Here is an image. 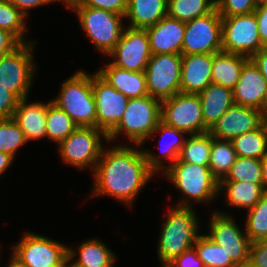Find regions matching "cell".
Returning a JSON list of instances; mask_svg holds the SVG:
<instances>
[{
    "label": "cell",
    "mask_w": 267,
    "mask_h": 267,
    "mask_svg": "<svg viewBox=\"0 0 267 267\" xmlns=\"http://www.w3.org/2000/svg\"><path fill=\"white\" fill-rule=\"evenodd\" d=\"M222 51V17L215 8L185 23L182 55L215 54Z\"/></svg>",
    "instance_id": "8fae6325"
},
{
    "label": "cell",
    "mask_w": 267,
    "mask_h": 267,
    "mask_svg": "<svg viewBox=\"0 0 267 267\" xmlns=\"http://www.w3.org/2000/svg\"><path fill=\"white\" fill-rule=\"evenodd\" d=\"M92 196H110L130 208L136 196L153 175L143 149L117 145L103 149L92 174Z\"/></svg>",
    "instance_id": "6da1fadb"
},
{
    "label": "cell",
    "mask_w": 267,
    "mask_h": 267,
    "mask_svg": "<svg viewBox=\"0 0 267 267\" xmlns=\"http://www.w3.org/2000/svg\"><path fill=\"white\" fill-rule=\"evenodd\" d=\"M161 104L150 95L130 98L119 124L107 135L108 142L123 133L130 143L141 147L161 121Z\"/></svg>",
    "instance_id": "5b68a950"
},
{
    "label": "cell",
    "mask_w": 267,
    "mask_h": 267,
    "mask_svg": "<svg viewBox=\"0 0 267 267\" xmlns=\"http://www.w3.org/2000/svg\"><path fill=\"white\" fill-rule=\"evenodd\" d=\"M21 42L9 31L0 28V56L12 52Z\"/></svg>",
    "instance_id": "f6af8a7d"
},
{
    "label": "cell",
    "mask_w": 267,
    "mask_h": 267,
    "mask_svg": "<svg viewBox=\"0 0 267 267\" xmlns=\"http://www.w3.org/2000/svg\"><path fill=\"white\" fill-rule=\"evenodd\" d=\"M163 175L182 193L183 198L176 206L191 207L192 201L209 204L220 193L219 181L213 176L209 166L177 160Z\"/></svg>",
    "instance_id": "3957f363"
},
{
    "label": "cell",
    "mask_w": 267,
    "mask_h": 267,
    "mask_svg": "<svg viewBox=\"0 0 267 267\" xmlns=\"http://www.w3.org/2000/svg\"><path fill=\"white\" fill-rule=\"evenodd\" d=\"M237 159L231 140L213 137L210 152L209 169L213 176L220 182L229 173L231 166Z\"/></svg>",
    "instance_id": "4dcf8cb0"
},
{
    "label": "cell",
    "mask_w": 267,
    "mask_h": 267,
    "mask_svg": "<svg viewBox=\"0 0 267 267\" xmlns=\"http://www.w3.org/2000/svg\"><path fill=\"white\" fill-rule=\"evenodd\" d=\"M28 143L24 132L13 118L0 119V152L16 157L21 145Z\"/></svg>",
    "instance_id": "74e56055"
},
{
    "label": "cell",
    "mask_w": 267,
    "mask_h": 267,
    "mask_svg": "<svg viewBox=\"0 0 267 267\" xmlns=\"http://www.w3.org/2000/svg\"><path fill=\"white\" fill-rule=\"evenodd\" d=\"M70 263V264H69ZM58 267H71V260L68 258L66 261H64L61 265Z\"/></svg>",
    "instance_id": "db71d44e"
},
{
    "label": "cell",
    "mask_w": 267,
    "mask_h": 267,
    "mask_svg": "<svg viewBox=\"0 0 267 267\" xmlns=\"http://www.w3.org/2000/svg\"><path fill=\"white\" fill-rule=\"evenodd\" d=\"M34 42L21 43L12 52L0 56V85L19 99L28 96L36 73L32 51Z\"/></svg>",
    "instance_id": "ba28073f"
},
{
    "label": "cell",
    "mask_w": 267,
    "mask_h": 267,
    "mask_svg": "<svg viewBox=\"0 0 267 267\" xmlns=\"http://www.w3.org/2000/svg\"><path fill=\"white\" fill-rule=\"evenodd\" d=\"M77 128L78 126L64 110L53 102L48 105L46 117L47 139L58 145Z\"/></svg>",
    "instance_id": "d6a6232c"
},
{
    "label": "cell",
    "mask_w": 267,
    "mask_h": 267,
    "mask_svg": "<svg viewBox=\"0 0 267 267\" xmlns=\"http://www.w3.org/2000/svg\"><path fill=\"white\" fill-rule=\"evenodd\" d=\"M212 142L213 136L209 132L189 135L181 148L178 160L209 166Z\"/></svg>",
    "instance_id": "f1b7e54d"
},
{
    "label": "cell",
    "mask_w": 267,
    "mask_h": 267,
    "mask_svg": "<svg viewBox=\"0 0 267 267\" xmlns=\"http://www.w3.org/2000/svg\"><path fill=\"white\" fill-rule=\"evenodd\" d=\"M160 231L158 259L166 267L177 256L193 248L199 235L198 218L193 207L171 206Z\"/></svg>",
    "instance_id": "7a4b0ae2"
},
{
    "label": "cell",
    "mask_w": 267,
    "mask_h": 267,
    "mask_svg": "<svg viewBox=\"0 0 267 267\" xmlns=\"http://www.w3.org/2000/svg\"><path fill=\"white\" fill-rule=\"evenodd\" d=\"M264 112L234 103L208 131L214 138L232 140L258 129L263 124Z\"/></svg>",
    "instance_id": "e0dca14e"
},
{
    "label": "cell",
    "mask_w": 267,
    "mask_h": 267,
    "mask_svg": "<svg viewBox=\"0 0 267 267\" xmlns=\"http://www.w3.org/2000/svg\"><path fill=\"white\" fill-rule=\"evenodd\" d=\"M248 60L245 56L224 51L213 54L212 83L233 90Z\"/></svg>",
    "instance_id": "4316f807"
},
{
    "label": "cell",
    "mask_w": 267,
    "mask_h": 267,
    "mask_svg": "<svg viewBox=\"0 0 267 267\" xmlns=\"http://www.w3.org/2000/svg\"><path fill=\"white\" fill-rule=\"evenodd\" d=\"M262 49L255 13L222 17V51L251 58Z\"/></svg>",
    "instance_id": "7c38bea8"
},
{
    "label": "cell",
    "mask_w": 267,
    "mask_h": 267,
    "mask_svg": "<svg viewBox=\"0 0 267 267\" xmlns=\"http://www.w3.org/2000/svg\"><path fill=\"white\" fill-rule=\"evenodd\" d=\"M9 262H10L8 263L9 265L6 267H28L24 263H22L18 258H16L13 254Z\"/></svg>",
    "instance_id": "f907efd6"
},
{
    "label": "cell",
    "mask_w": 267,
    "mask_h": 267,
    "mask_svg": "<svg viewBox=\"0 0 267 267\" xmlns=\"http://www.w3.org/2000/svg\"><path fill=\"white\" fill-rule=\"evenodd\" d=\"M77 0H56V2H63L65 4V7H69L72 3L76 2Z\"/></svg>",
    "instance_id": "816d5d0a"
},
{
    "label": "cell",
    "mask_w": 267,
    "mask_h": 267,
    "mask_svg": "<svg viewBox=\"0 0 267 267\" xmlns=\"http://www.w3.org/2000/svg\"><path fill=\"white\" fill-rule=\"evenodd\" d=\"M28 97L20 99L13 119L24 132L27 141L47 138L46 117L48 103L32 102L28 104Z\"/></svg>",
    "instance_id": "7402d4cb"
},
{
    "label": "cell",
    "mask_w": 267,
    "mask_h": 267,
    "mask_svg": "<svg viewBox=\"0 0 267 267\" xmlns=\"http://www.w3.org/2000/svg\"><path fill=\"white\" fill-rule=\"evenodd\" d=\"M216 8L215 0H168V16L187 23Z\"/></svg>",
    "instance_id": "1f68e13d"
},
{
    "label": "cell",
    "mask_w": 267,
    "mask_h": 267,
    "mask_svg": "<svg viewBox=\"0 0 267 267\" xmlns=\"http://www.w3.org/2000/svg\"><path fill=\"white\" fill-rule=\"evenodd\" d=\"M128 0H77L70 6H86L107 10L125 17Z\"/></svg>",
    "instance_id": "ab89813d"
},
{
    "label": "cell",
    "mask_w": 267,
    "mask_h": 267,
    "mask_svg": "<svg viewBox=\"0 0 267 267\" xmlns=\"http://www.w3.org/2000/svg\"><path fill=\"white\" fill-rule=\"evenodd\" d=\"M161 121L183 131L187 136L204 133L202 107L198 94L180 92L162 101Z\"/></svg>",
    "instance_id": "5bb4252c"
},
{
    "label": "cell",
    "mask_w": 267,
    "mask_h": 267,
    "mask_svg": "<svg viewBox=\"0 0 267 267\" xmlns=\"http://www.w3.org/2000/svg\"><path fill=\"white\" fill-rule=\"evenodd\" d=\"M193 248L197 256L202 260L204 267H238L226 255L223 248L212 241L206 234L200 235L197 238Z\"/></svg>",
    "instance_id": "836d02e7"
},
{
    "label": "cell",
    "mask_w": 267,
    "mask_h": 267,
    "mask_svg": "<svg viewBox=\"0 0 267 267\" xmlns=\"http://www.w3.org/2000/svg\"><path fill=\"white\" fill-rule=\"evenodd\" d=\"M221 181H245L262 186L261 160L255 158L237 157L229 173Z\"/></svg>",
    "instance_id": "e575fe53"
},
{
    "label": "cell",
    "mask_w": 267,
    "mask_h": 267,
    "mask_svg": "<svg viewBox=\"0 0 267 267\" xmlns=\"http://www.w3.org/2000/svg\"><path fill=\"white\" fill-rule=\"evenodd\" d=\"M26 16L9 0H0V28L12 33L21 43L26 41Z\"/></svg>",
    "instance_id": "d590c367"
},
{
    "label": "cell",
    "mask_w": 267,
    "mask_h": 267,
    "mask_svg": "<svg viewBox=\"0 0 267 267\" xmlns=\"http://www.w3.org/2000/svg\"><path fill=\"white\" fill-rule=\"evenodd\" d=\"M245 233L254 242L267 237V194L247 211Z\"/></svg>",
    "instance_id": "8d00e7d4"
},
{
    "label": "cell",
    "mask_w": 267,
    "mask_h": 267,
    "mask_svg": "<svg viewBox=\"0 0 267 267\" xmlns=\"http://www.w3.org/2000/svg\"><path fill=\"white\" fill-rule=\"evenodd\" d=\"M156 134H160V136H162V138L159 140V146L161 147L162 154L161 156L165 157V160L167 159L171 163L169 162L168 165H164L161 156L154 155V153L150 152V150L148 151L144 149L143 151L147 158L148 167L155 174H158V172H164L170 165L178 160L179 153L186 140L184 137V134L186 133L174 127L168 126L160 121L157 124L156 129L150 135V138ZM166 137H170L169 139L172 140L166 139ZM164 139L167 141L165 142Z\"/></svg>",
    "instance_id": "44dd1931"
},
{
    "label": "cell",
    "mask_w": 267,
    "mask_h": 267,
    "mask_svg": "<svg viewBox=\"0 0 267 267\" xmlns=\"http://www.w3.org/2000/svg\"><path fill=\"white\" fill-rule=\"evenodd\" d=\"M68 248L43 235L25 232L19 243L13 245L11 254L28 267H58L68 259Z\"/></svg>",
    "instance_id": "4fadbf2b"
},
{
    "label": "cell",
    "mask_w": 267,
    "mask_h": 267,
    "mask_svg": "<svg viewBox=\"0 0 267 267\" xmlns=\"http://www.w3.org/2000/svg\"><path fill=\"white\" fill-rule=\"evenodd\" d=\"M213 54L182 55L180 87L186 94H199L212 83Z\"/></svg>",
    "instance_id": "d6986e66"
},
{
    "label": "cell",
    "mask_w": 267,
    "mask_h": 267,
    "mask_svg": "<svg viewBox=\"0 0 267 267\" xmlns=\"http://www.w3.org/2000/svg\"><path fill=\"white\" fill-rule=\"evenodd\" d=\"M263 126L266 130V134H267V113L264 114V117H263Z\"/></svg>",
    "instance_id": "11a10c76"
},
{
    "label": "cell",
    "mask_w": 267,
    "mask_h": 267,
    "mask_svg": "<svg viewBox=\"0 0 267 267\" xmlns=\"http://www.w3.org/2000/svg\"><path fill=\"white\" fill-rule=\"evenodd\" d=\"M255 3V6H262V5H267V0H253Z\"/></svg>",
    "instance_id": "f5cc1de1"
},
{
    "label": "cell",
    "mask_w": 267,
    "mask_h": 267,
    "mask_svg": "<svg viewBox=\"0 0 267 267\" xmlns=\"http://www.w3.org/2000/svg\"><path fill=\"white\" fill-rule=\"evenodd\" d=\"M209 232L206 234L212 241L220 245L226 255L238 267H247L252 241L242 231L231 215L222 211L211 213Z\"/></svg>",
    "instance_id": "30bf717a"
},
{
    "label": "cell",
    "mask_w": 267,
    "mask_h": 267,
    "mask_svg": "<svg viewBox=\"0 0 267 267\" xmlns=\"http://www.w3.org/2000/svg\"><path fill=\"white\" fill-rule=\"evenodd\" d=\"M168 14V0H128V27L146 29Z\"/></svg>",
    "instance_id": "484cf974"
},
{
    "label": "cell",
    "mask_w": 267,
    "mask_h": 267,
    "mask_svg": "<svg viewBox=\"0 0 267 267\" xmlns=\"http://www.w3.org/2000/svg\"><path fill=\"white\" fill-rule=\"evenodd\" d=\"M77 248V252L68 248V258L76 267H113L116 262L115 253L99 239L83 241ZM77 253L79 256L75 259Z\"/></svg>",
    "instance_id": "d4e9b609"
},
{
    "label": "cell",
    "mask_w": 267,
    "mask_h": 267,
    "mask_svg": "<svg viewBox=\"0 0 267 267\" xmlns=\"http://www.w3.org/2000/svg\"><path fill=\"white\" fill-rule=\"evenodd\" d=\"M166 267H204L194 248L184 251Z\"/></svg>",
    "instance_id": "7bdbcfd3"
},
{
    "label": "cell",
    "mask_w": 267,
    "mask_h": 267,
    "mask_svg": "<svg viewBox=\"0 0 267 267\" xmlns=\"http://www.w3.org/2000/svg\"><path fill=\"white\" fill-rule=\"evenodd\" d=\"M52 102L64 110L78 127H96V103L92 75L78 70L66 79Z\"/></svg>",
    "instance_id": "277c9868"
},
{
    "label": "cell",
    "mask_w": 267,
    "mask_h": 267,
    "mask_svg": "<svg viewBox=\"0 0 267 267\" xmlns=\"http://www.w3.org/2000/svg\"><path fill=\"white\" fill-rule=\"evenodd\" d=\"M250 60L255 64L267 81V48H262L258 53H255Z\"/></svg>",
    "instance_id": "7dc6e473"
},
{
    "label": "cell",
    "mask_w": 267,
    "mask_h": 267,
    "mask_svg": "<svg viewBox=\"0 0 267 267\" xmlns=\"http://www.w3.org/2000/svg\"><path fill=\"white\" fill-rule=\"evenodd\" d=\"M254 13L258 24V33L262 42V48H267V5L256 7Z\"/></svg>",
    "instance_id": "ee69618b"
},
{
    "label": "cell",
    "mask_w": 267,
    "mask_h": 267,
    "mask_svg": "<svg viewBox=\"0 0 267 267\" xmlns=\"http://www.w3.org/2000/svg\"><path fill=\"white\" fill-rule=\"evenodd\" d=\"M262 166V187L267 194V155L261 160Z\"/></svg>",
    "instance_id": "681fc988"
},
{
    "label": "cell",
    "mask_w": 267,
    "mask_h": 267,
    "mask_svg": "<svg viewBox=\"0 0 267 267\" xmlns=\"http://www.w3.org/2000/svg\"><path fill=\"white\" fill-rule=\"evenodd\" d=\"M101 137L108 141V136L96 127H78L57 145L61 160L80 170L91 166L93 172L104 149Z\"/></svg>",
    "instance_id": "52a82bcc"
},
{
    "label": "cell",
    "mask_w": 267,
    "mask_h": 267,
    "mask_svg": "<svg viewBox=\"0 0 267 267\" xmlns=\"http://www.w3.org/2000/svg\"><path fill=\"white\" fill-rule=\"evenodd\" d=\"M182 54H152L145 69L148 94L164 101L181 92Z\"/></svg>",
    "instance_id": "9c48e42d"
},
{
    "label": "cell",
    "mask_w": 267,
    "mask_h": 267,
    "mask_svg": "<svg viewBox=\"0 0 267 267\" xmlns=\"http://www.w3.org/2000/svg\"><path fill=\"white\" fill-rule=\"evenodd\" d=\"M17 9H19L26 17L29 16L28 10L37 8L41 5H47L56 2V0H9Z\"/></svg>",
    "instance_id": "bcb514c9"
},
{
    "label": "cell",
    "mask_w": 267,
    "mask_h": 267,
    "mask_svg": "<svg viewBox=\"0 0 267 267\" xmlns=\"http://www.w3.org/2000/svg\"><path fill=\"white\" fill-rule=\"evenodd\" d=\"M225 193L228 206L252 209L265 195L260 184L245 181H220L219 192ZM225 191V192H224Z\"/></svg>",
    "instance_id": "83f0119b"
},
{
    "label": "cell",
    "mask_w": 267,
    "mask_h": 267,
    "mask_svg": "<svg viewBox=\"0 0 267 267\" xmlns=\"http://www.w3.org/2000/svg\"><path fill=\"white\" fill-rule=\"evenodd\" d=\"M152 54H181L185 23L168 15L146 28Z\"/></svg>",
    "instance_id": "ffe728a7"
},
{
    "label": "cell",
    "mask_w": 267,
    "mask_h": 267,
    "mask_svg": "<svg viewBox=\"0 0 267 267\" xmlns=\"http://www.w3.org/2000/svg\"><path fill=\"white\" fill-rule=\"evenodd\" d=\"M15 158L5 152H0V175L6 172V170L12 165Z\"/></svg>",
    "instance_id": "c3c4849f"
},
{
    "label": "cell",
    "mask_w": 267,
    "mask_h": 267,
    "mask_svg": "<svg viewBox=\"0 0 267 267\" xmlns=\"http://www.w3.org/2000/svg\"><path fill=\"white\" fill-rule=\"evenodd\" d=\"M107 56L119 68L132 72L145 71L152 56L147 30L125 27L121 39Z\"/></svg>",
    "instance_id": "9a60e30c"
},
{
    "label": "cell",
    "mask_w": 267,
    "mask_h": 267,
    "mask_svg": "<svg viewBox=\"0 0 267 267\" xmlns=\"http://www.w3.org/2000/svg\"><path fill=\"white\" fill-rule=\"evenodd\" d=\"M97 73L113 88L121 92L128 99L147 96V82L145 71L132 72L113 65L106 64Z\"/></svg>",
    "instance_id": "603a6c76"
},
{
    "label": "cell",
    "mask_w": 267,
    "mask_h": 267,
    "mask_svg": "<svg viewBox=\"0 0 267 267\" xmlns=\"http://www.w3.org/2000/svg\"><path fill=\"white\" fill-rule=\"evenodd\" d=\"M20 99L0 85V119L13 118Z\"/></svg>",
    "instance_id": "60d3db41"
},
{
    "label": "cell",
    "mask_w": 267,
    "mask_h": 267,
    "mask_svg": "<svg viewBox=\"0 0 267 267\" xmlns=\"http://www.w3.org/2000/svg\"><path fill=\"white\" fill-rule=\"evenodd\" d=\"M233 97L236 104L267 113V81L250 59L242 67Z\"/></svg>",
    "instance_id": "ac0fdd59"
},
{
    "label": "cell",
    "mask_w": 267,
    "mask_h": 267,
    "mask_svg": "<svg viewBox=\"0 0 267 267\" xmlns=\"http://www.w3.org/2000/svg\"><path fill=\"white\" fill-rule=\"evenodd\" d=\"M202 107L204 133L208 132L234 102L233 90L211 83L198 94Z\"/></svg>",
    "instance_id": "cb8c5ba5"
},
{
    "label": "cell",
    "mask_w": 267,
    "mask_h": 267,
    "mask_svg": "<svg viewBox=\"0 0 267 267\" xmlns=\"http://www.w3.org/2000/svg\"><path fill=\"white\" fill-rule=\"evenodd\" d=\"M237 157L262 160L267 155V134L263 124L231 140Z\"/></svg>",
    "instance_id": "f546056e"
},
{
    "label": "cell",
    "mask_w": 267,
    "mask_h": 267,
    "mask_svg": "<svg viewBox=\"0 0 267 267\" xmlns=\"http://www.w3.org/2000/svg\"><path fill=\"white\" fill-rule=\"evenodd\" d=\"M215 3L221 17L250 14L256 9L253 0H215Z\"/></svg>",
    "instance_id": "f35d334b"
},
{
    "label": "cell",
    "mask_w": 267,
    "mask_h": 267,
    "mask_svg": "<svg viewBox=\"0 0 267 267\" xmlns=\"http://www.w3.org/2000/svg\"><path fill=\"white\" fill-rule=\"evenodd\" d=\"M92 87L96 103V128L108 135L119 124L129 99L97 72L92 74Z\"/></svg>",
    "instance_id": "2e32d148"
},
{
    "label": "cell",
    "mask_w": 267,
    "mask_h": 267,
    "mask_svg": "<svg viewBox=\"0 0 267 267\" xmlns=\"http://www.w3.org/2000/svg\"><path fill=\"white\" fill-rule=\"evenodd\" d=\"M247 267H267V242L258 240L251 243Z\"/></svg>",
    "instance_id": "b9f144b4"
},
{
    "label": "cell",
    "mask_w": 267,
    "mask_h": 267,
    "mask_svg": "<svg viewBox=\"0 0 267 267\" xmlns=\"http://www.w3.org/2000/svg\"><path fill=\"white\" fill-rule=\"evenodd\" d=\"M68 8L75 11L81 28L94 44L96 50L108 55L123 35L124 16L86 6H69Z\"/></svg>",
    "instance_id": "8992f818"
}]
</instances>
